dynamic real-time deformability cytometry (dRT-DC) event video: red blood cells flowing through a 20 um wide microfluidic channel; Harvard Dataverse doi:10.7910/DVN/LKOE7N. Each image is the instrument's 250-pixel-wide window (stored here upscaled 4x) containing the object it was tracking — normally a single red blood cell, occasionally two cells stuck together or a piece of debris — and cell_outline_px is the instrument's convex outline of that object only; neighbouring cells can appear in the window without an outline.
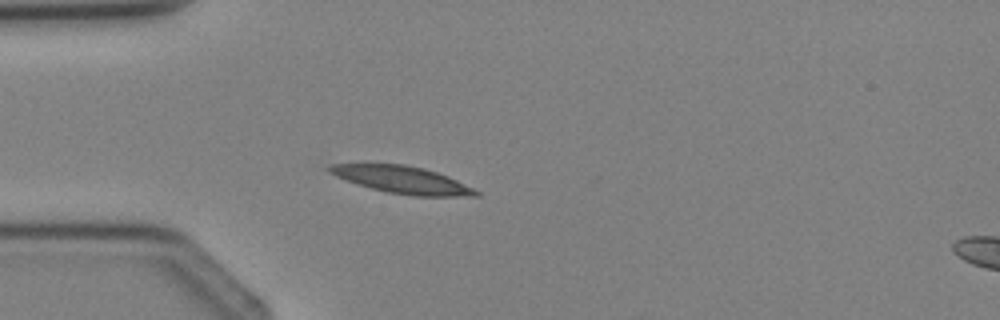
{"species": "Egyptian fruit bat (a non-hibernating species)", "species_latin": "Rousettus aegyptiacus", "temperature_condition": "cold", "stored_images_in_passage": 3, "segment_of_instrument_passage": [1, 2], "camera_frame_rate_fps": 3000, "um_per_image_px": 0.085, "animal": {"sex": "female"}, "frame": {"image": 1, "passage_image": 2, "time_ms": 1.0, "image_size_px": [1000, 320], "cell_outline_px": [[480, 196], [416, 196], [388, 192], [372, 188], [336, 176], [328, 172], [324, 168], [328, 164], [404, 164], [424, 168], [448, 176], [480, 192]], "centroid_in_image_um": [34.18, 15.27], "position_along_channel_um": 50.8, "area_um2": 22.95}}